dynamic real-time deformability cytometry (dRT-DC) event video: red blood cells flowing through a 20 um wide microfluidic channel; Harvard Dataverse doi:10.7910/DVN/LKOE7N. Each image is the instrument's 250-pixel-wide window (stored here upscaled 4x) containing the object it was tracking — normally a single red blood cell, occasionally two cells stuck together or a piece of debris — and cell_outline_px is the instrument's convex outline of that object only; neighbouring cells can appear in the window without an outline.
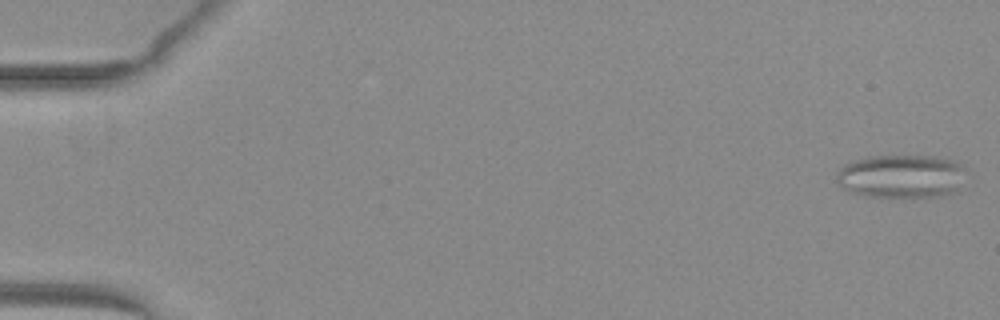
{"species": "common noctule bat (a hibernating species)", "species_latin": "Nyctalus noctula", "temperature_condition": "warm", "stored_images_in_passage": 52, "camera_frame_rate_fps": 3000, "um_per_image_px": 0.085, "animal": {"sex": "female", "body_mass_g": 29.2, "forearm_length_mm": 56.3}, "frame": {"image": 1, "passage_image": 1, "time_ms": 0.0, "image_size_px": [1000, 320], "cell_outline_px": [[964, 168], [956, 188], [952, 192], [940, 196], [864, 196], [852, 192], [844, 188], [836, 180], [836, 172], [840, 168], [856, 160], [868, 156], [936, 156], [952, 160], [964, 164]], "centroid_in_image_um": [76.57, 14.96], "position_along_channel_um": 8.4, "area_um2": 32.14}}
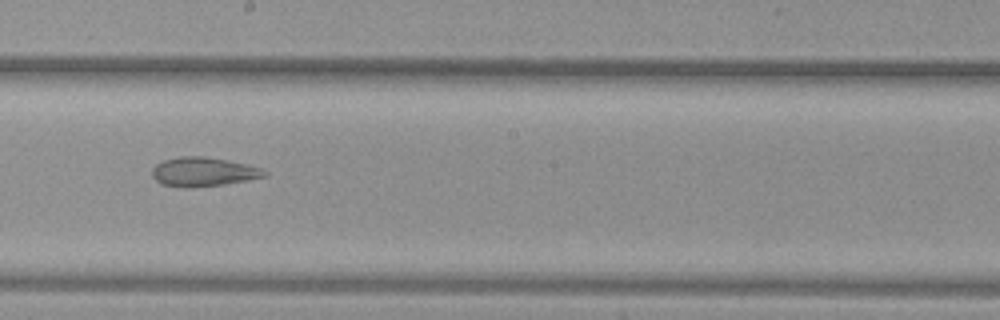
{"frame": {"image": 2, "passage_image": 30, "time_ms": 9.667, "image_size_px": [1000, 320], "cell_outline_px": [[268, 176], [248, 180], [224, 184], [192, 188], [184, 188], [160, 184], [152, 176], [152, 168], [156, 164], [164, 160], [180, 156], [204, 156], [228, 160], [248, 164], [260, 168], [268, 172]], "centroid_in_image_um": [17.28, 14.61], "position_along_channel_um": 230.9, "area_um2": 19.31}}
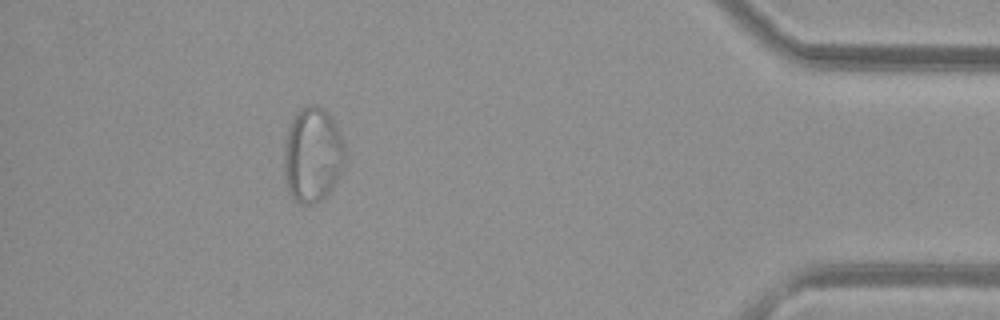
{"frame": {"image": 3, "passage_image": 47, "time_ms": 15.333, "image_size_px": [1000, 320], "cell_outline_px": [[344, 164], [332, 188], [324, 200], [312, 204], [300, 204], [288, 192], [284, 168], [284, 148], [288, 132], [292, 120], [300, 108], [308, 104], [316, 104], [324, 108], [332, 116], [336, 124], [344, 144]], "centroid_in_image_um": [26.58, 13.15], "position_along_channel_um": 408.6, "area_um2": 33.81}, "authors_computed_cell_mechanics": {"area_um2": 26.6747, "velocity_mm_per_s": 4.0243, "shape_relaxation_time_tau1_ms": null, "shape_relaxation_time_tau2_ms": 1.7764, "deformation_change_tau1": null, "deformation_change_tau2": 0.0754}}